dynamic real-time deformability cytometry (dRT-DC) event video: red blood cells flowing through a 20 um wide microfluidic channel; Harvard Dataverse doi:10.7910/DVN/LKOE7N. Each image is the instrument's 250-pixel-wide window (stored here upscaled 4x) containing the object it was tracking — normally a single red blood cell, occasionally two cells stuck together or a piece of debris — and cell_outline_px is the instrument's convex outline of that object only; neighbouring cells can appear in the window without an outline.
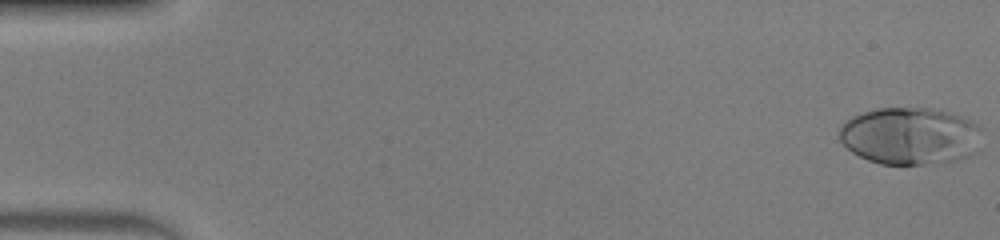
{"species": "human", "species_latin": "Homo sapiens", "temperature_condition": "warm", "stored_images_in_passage": 50, "camera_frame_rate_fps": 3000, "um_per_image_px": 0.085, "donor": {"sex": "male"}, "frame": {"image": 1, "passage_image": 1, "time_ms": 0.0, "image_size_px": [1000, 240], "cell_outline_px": [[980, 128], [972, 152], [968, 156], [944, 164], [880, 164], [868, 160], [852, 152], [840, 140], [840, 128], [844, 120], [852, 116], [876, 108], [932, 108], [948, 112], [972, 120]], "centroid_in_image_um": [77.3, 11.55], "position_along_channel_um": 7.7, "area_um2": 47.34}}
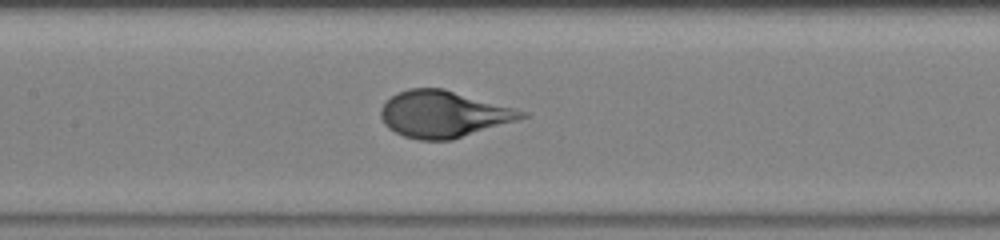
{"frame": {"image": 2, "passage_image": 24, "time_ms": 7.667, "image_size_px": [1000, 240], "cell_outline_px": [[532, 116], [452, 140], [420, 140], [404, 136], [388, 128], [384, 124], [380, 116], [380, 108], [384, 100], [396, 92], [408, 88], [444, 88], [528, 112]], "centroid_in_image_um": [37.68, 9.69], "position_along_channel_um": 169.7, "area_um2": 38.67}}
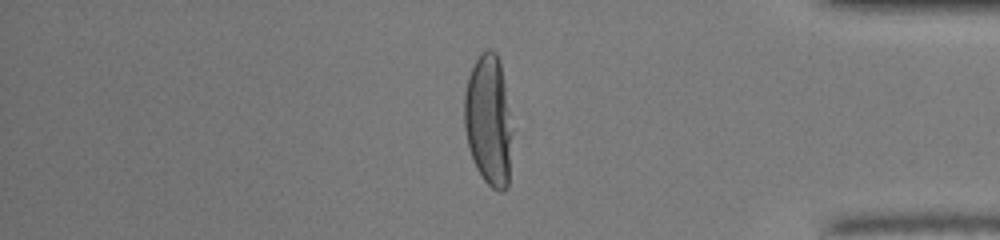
{"frame": {"image": 3, "passage_image": 42, "time_ms": 13.667, "image_size_px": [1000, 240], "cell_outline_px": [[512, 132], [508, 188], [504, 192], [500, 192], [492, 188], [484, 180], [476, 168], [468, 148], [464, 128], [464, 92], [468, 76], [480, 52], [488, 48], [492, 48], [496, 52], [500, 60], [512, 128]], "centroid_in_image_um": [41.52, 10.24], "position_along_channel_um": 393.7, "area_um2": 36.99}, "authors_computed_cell_mechanics": {"area_um2": 39.2462, "velocity_mm_per_s": 4.1506, "shape_relaxation_time_tau1_ms": 3.3045, "shape_relaxation_time_tau2_ms": null, "deformation_change_tau1": 0.2538, "deformation_change_tau2": null}}